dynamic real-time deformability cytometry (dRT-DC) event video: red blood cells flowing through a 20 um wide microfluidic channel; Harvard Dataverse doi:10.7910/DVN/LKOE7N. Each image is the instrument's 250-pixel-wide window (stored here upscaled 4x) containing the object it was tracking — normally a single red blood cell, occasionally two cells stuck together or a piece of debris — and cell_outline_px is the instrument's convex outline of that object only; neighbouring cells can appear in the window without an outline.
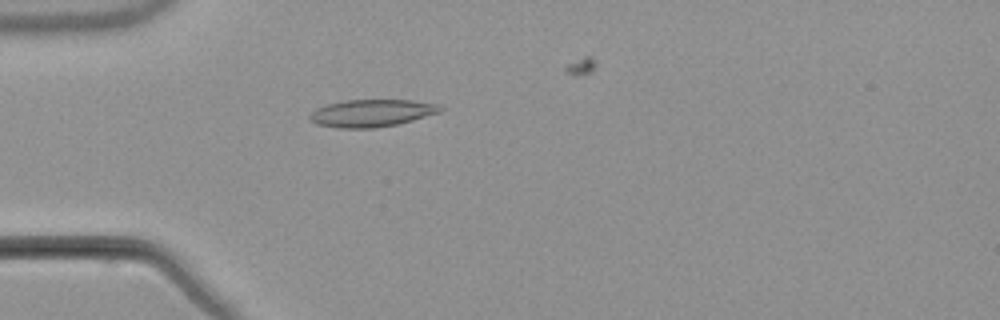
{"species": "common noctule bat (a hibernating species)", "species_latin": "Nyctalus noctula", "temperature_condition": "warm", "stored_images_in_passage": 5, "camera_frame_rate_fps": 3000, "um_per_image_px": 0.085, "animal": {"sex": "male", "body_mass_g": 21.5, "forearm_length_mm": 52.0}, "frame": {"image": 1, "passage_image": 5, "time_ms": 5.0, "image_size_px": [1000, 320], "cell_outline_px": [[444, 108], [440, 112], [412, 120], [396, 124], [376, 128], [340, 128], [316, 124], [308, 120], [308, 116], [316, 108], [328, 104], [344, 100], [412, 100], [436, 104]], "centroid_in_image_um": [31.55, 9.61], "position_along_channel_um": 53.5, "area_um2": 20.75}}